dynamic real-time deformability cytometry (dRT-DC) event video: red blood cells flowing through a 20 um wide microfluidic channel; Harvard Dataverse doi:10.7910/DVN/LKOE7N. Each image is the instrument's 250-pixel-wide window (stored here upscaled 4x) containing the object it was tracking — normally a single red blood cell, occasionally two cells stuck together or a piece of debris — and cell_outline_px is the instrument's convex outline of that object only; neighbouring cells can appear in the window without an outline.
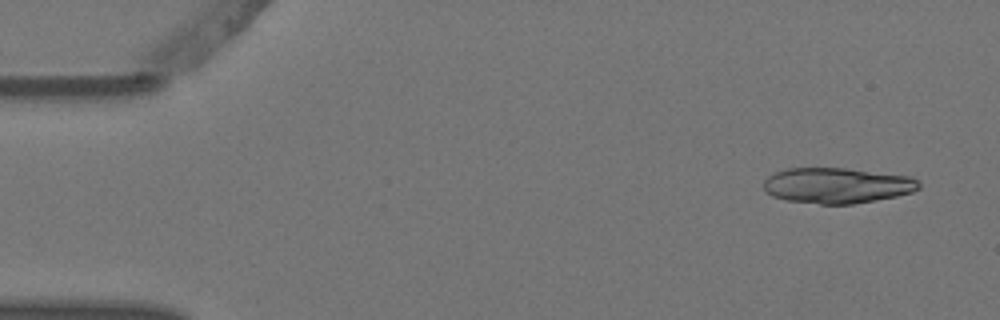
{"species": "Egyptian fruit bat (a non-hibernating species)", "species_latin": "Rousettus aegyptiacus", "temperature_condition": "warm", "stored_images_in_passage": 6, "camera_frame_rate_fps": 3000, "um_per_image_px": 0.085, "animal": {"sex": "female"}, "frame": {"image": 1, "passage_image": 1, "time_ms": 0.0, "image_size_px": [1000, 320], "cell_outline_px": [[920, 188], [912, 192], [896, 196], [876, 200], [852, 204], [820, 204], [784, 200], [772, 196], [764, 188], [764, 180], [768, 176], [776, 172], [788, 168], [844, 168], [912, 176], [920, 184]], "centroid_in_image_um": [71.15, 15.77], "position_along_channel_um": 13.8, "area_um2": 32.19}}
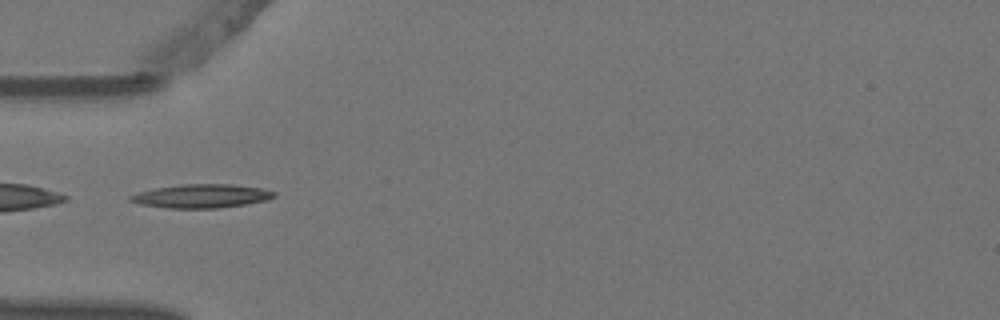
{"frame": {"image": 2, "passage_image": 5, "time_ms": 1.333, "image_size_px": [1000, 320], "cell_outline_px": [[276, 196], [268, 200], [244, 204], [216, 208], [168, 208], [140, 204], [128, 200], [128, 196], [140, 192], [156, 188], [180, 184], [232, 184], [260, 188], [276, 192]], "centroid_in_image_um": [17.13, 16.66], "position_along_channel_um": 67.9, "area_um2": 19.71}}
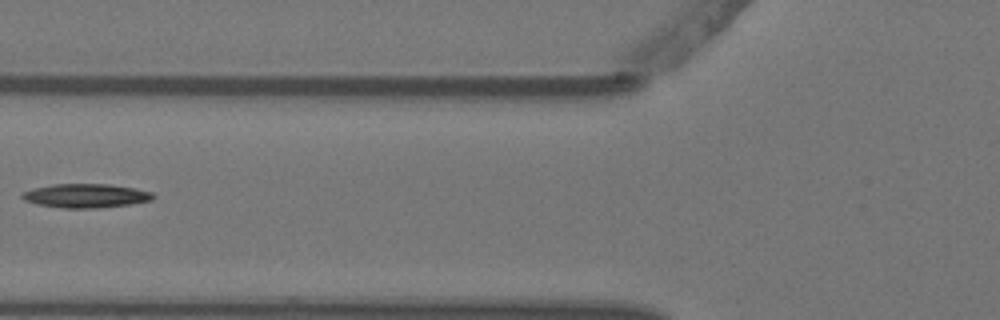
{"frame": {"image": 3, "passage_image": 6, "time_ms": 1.667, "image_size_px": [1000, 320], "cell_outline_px": [[156, 196], [152, 200], [132, 204], [100, 208], [60, 208], [36, 204], [24, 200], [20, 196], [24, 192], [32, 188], [52, 184], [108, 184], [132, 188], [152, 192]], "centroid_in_image_um": [7.28, 16.64], "position_along_channel_um": 118.5, "area_um2": 18.38}}